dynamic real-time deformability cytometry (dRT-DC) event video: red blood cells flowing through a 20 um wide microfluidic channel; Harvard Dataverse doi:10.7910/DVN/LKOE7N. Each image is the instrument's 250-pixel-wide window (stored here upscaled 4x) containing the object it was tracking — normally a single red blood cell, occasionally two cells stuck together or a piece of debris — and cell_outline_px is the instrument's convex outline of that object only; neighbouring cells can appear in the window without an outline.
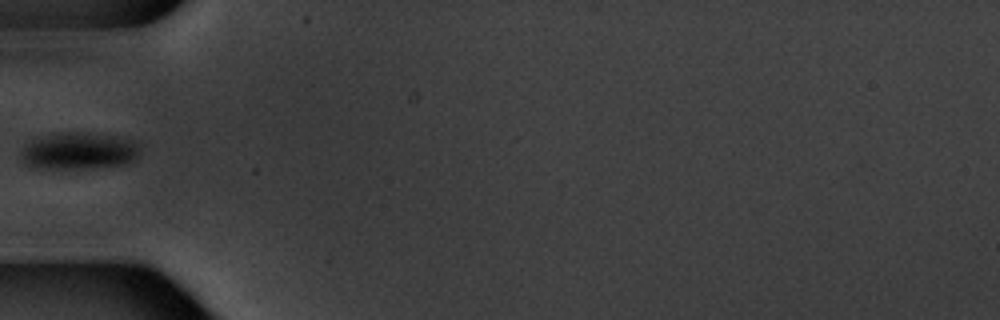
{"species": "common noctule bat (a hibernating species)", "species_latin": "Nyctalus noctula", "temperature_condition": "warm", "stored_images_in_passage": 1, "camera_frame_rate_fps": 3000, "um_per_image_px": 0.085, "animal": {"sex": "male", "body_mass_g": 20.1, "forearm_length_mm": 53.5}, "frame": {"image": 1, "passage_image": 1, "time_ms": 0.0, "image_size_px": [1000, 320], "cell_outline_px": [[140, 148], [136, 156], [132, 160], [124, 164], [92, 168], [36, 168], [28, 164], [24, 160], [24, 148], [32, 140], [68, 132], [112, 136], [136, 140]], "centroid_in_image_um": [6.79, 12.85], "position_along_channel_um": 78.2, "area_um2": 24.57}}